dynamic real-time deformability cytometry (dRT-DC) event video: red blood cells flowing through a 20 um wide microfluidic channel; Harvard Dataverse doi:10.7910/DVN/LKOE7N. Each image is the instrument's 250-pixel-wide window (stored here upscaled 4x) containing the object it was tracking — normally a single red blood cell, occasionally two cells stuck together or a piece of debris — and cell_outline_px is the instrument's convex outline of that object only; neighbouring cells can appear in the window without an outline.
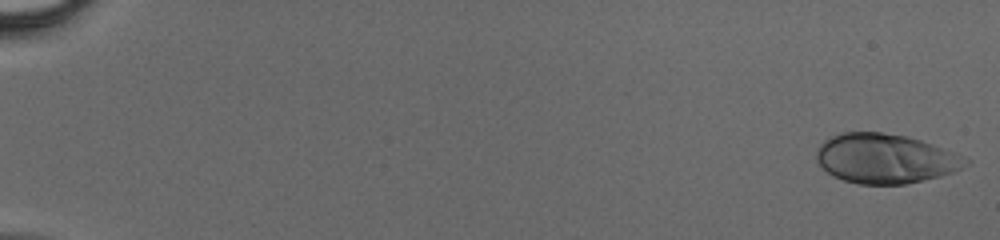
{"species": "human", "species_latin": "Homo sapiens", "temperature_condition": "cold", "stored_images_in_passage": 47, "camera_frame_rate_fps": 3000, "um_per_image_px": 0.085, "donor": {"sex": "male"}, "frame": {"image": 1, "passage_image": 1, "time_ms": 0.0, "image_size_px": [1000, 240], "cell_outline_px": [[972, 160], [968, 164], [952, 172], [940, 176], [924, 180], [904, 184], [860, 184], [844, 180], [832, 176], [816, 160], [816, 152], [820, 144], [824, 140], [840, 132], [880, 132], [904, 136], [920, 140], [932, 144]], "centroid_in_image_um": [75.22, 13.48], "position_along_channel_um": 9.8, "area_um2": 42.77}}
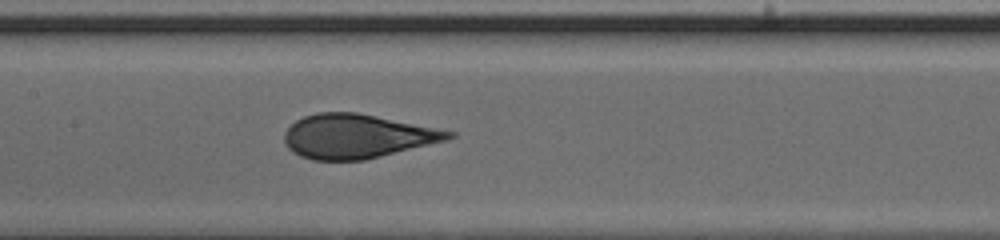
{"frame": {"image": 2, "passage_image": 25, "time_ms": 8.0, "image_size_px": [1000, 240], "cell_outline_px": [[456, 136], [448, 140], [364, 160], [312, 160], [300, 156], [292, 152], [288, 148], [284, 140], [284, 132], [296, 120], [304, 116], [316, 112], [356, 112], [456, 132]], "centroid_in_image_um": [30.33, 11.58], "position_along_channel_um": 177.1, "area_um2": 42.08}}
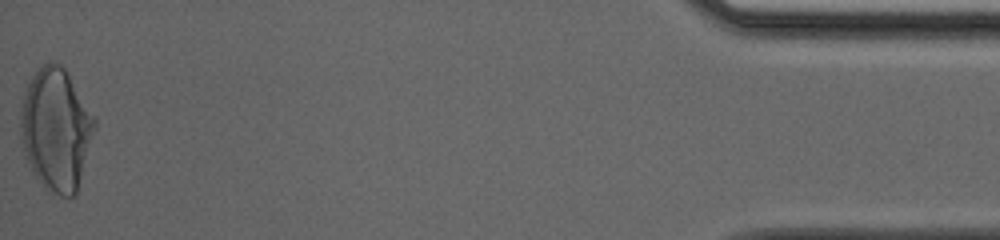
{"frame": {"image": 3, "passage_image": 47, "time_ms": 15.333, "image_size_px": [1000, 240], "cell_outline_px": [[96, 128], [76, 192], [72, 196], [60, 196], [48, 192], [36, 180], [24, 156], [20, 132], [20, 112], [24, 92], [32, 76], [48, 60], [56, 60], [68, 72], [96, 116]], "centroid_in_image_um": [4.76, 10.98], "position_along_channel_um": 430.4, "area_um2": 53.52}}